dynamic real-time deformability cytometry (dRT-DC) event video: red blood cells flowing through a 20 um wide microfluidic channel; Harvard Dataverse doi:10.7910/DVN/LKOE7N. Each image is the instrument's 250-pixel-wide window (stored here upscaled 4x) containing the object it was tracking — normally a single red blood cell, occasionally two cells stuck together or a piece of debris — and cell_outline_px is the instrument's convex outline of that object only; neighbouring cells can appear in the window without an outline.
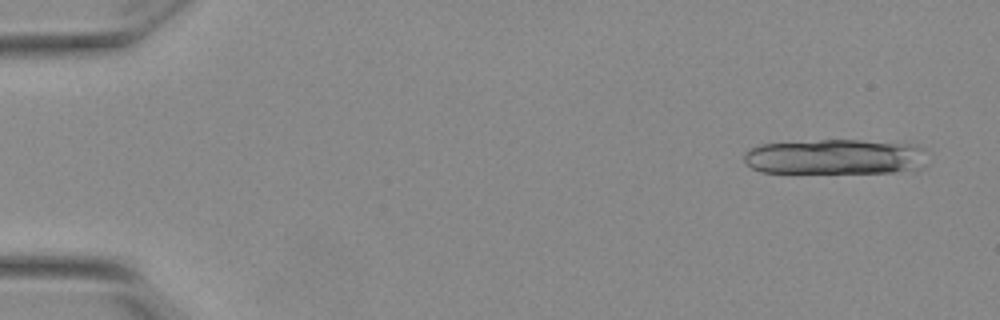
{"species": "Egyptian fruit bat (a non-hibernating species)", "species_latin": "Rousettus aegyptiacus", "temperature_condition": "warm", "stored_images_in_passage": 16, "camera_frame_rate_fps": 3000, "um_per_image_px": 0.085, "animal": {"sex": "female"}, "frame": {"image": 1, "passage_image": 3, "time_ms": 0.667, "image_size_px": [1000, 320], "cell_outline_px": [[924, 168], [916, 172], [760, 172], [752, 168], [744, 160], [744, 156], [752, 148], [760, 144], [820, 140], [860, 140], [912, 144], [924, 148]], "centroid_in_image_um": [71.08, 13.33], "position_along_channel_um": 13.9, "area_um2": 37.74}}